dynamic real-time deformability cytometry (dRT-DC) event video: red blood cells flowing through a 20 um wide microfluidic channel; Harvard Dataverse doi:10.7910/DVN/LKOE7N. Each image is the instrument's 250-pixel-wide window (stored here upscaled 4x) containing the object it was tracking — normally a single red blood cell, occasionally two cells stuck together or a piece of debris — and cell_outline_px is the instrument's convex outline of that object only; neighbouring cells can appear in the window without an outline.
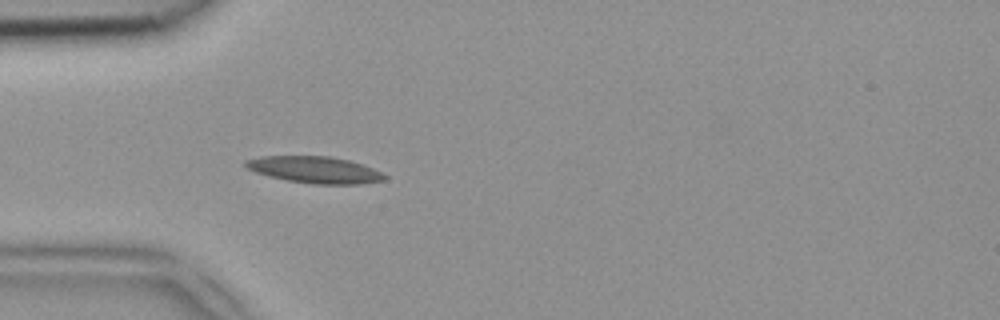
{"species": "common noctule bat (a hibernating species)", "species_latin": "Nyctalus noctula", "temperature_condition": "room temperature", "stored_images_in_passage": 11, "camera_frame_rate_fps": 3000, "um_per_image_px": 0.085, "animal": {"sex": "female", "body_mass_g": 18.4}, "frame": {"image": 1, "passage_image": 4, "time_ms": 1.0, "image_size_px": [1000, 320], "cell_outline_px": [[388, 176], [384, 180], [360, 184], [312, 184], [288, 180], [268, 176], [256, 172], [248, 168], [244, 164], [244, 160], [264, 156], [328, 156], [348, 160], [364, 164]], "centroid_in_image_um": [26.77, 14.43], "position_along_channel_um": 58.2, "area_um2": 21.5}}